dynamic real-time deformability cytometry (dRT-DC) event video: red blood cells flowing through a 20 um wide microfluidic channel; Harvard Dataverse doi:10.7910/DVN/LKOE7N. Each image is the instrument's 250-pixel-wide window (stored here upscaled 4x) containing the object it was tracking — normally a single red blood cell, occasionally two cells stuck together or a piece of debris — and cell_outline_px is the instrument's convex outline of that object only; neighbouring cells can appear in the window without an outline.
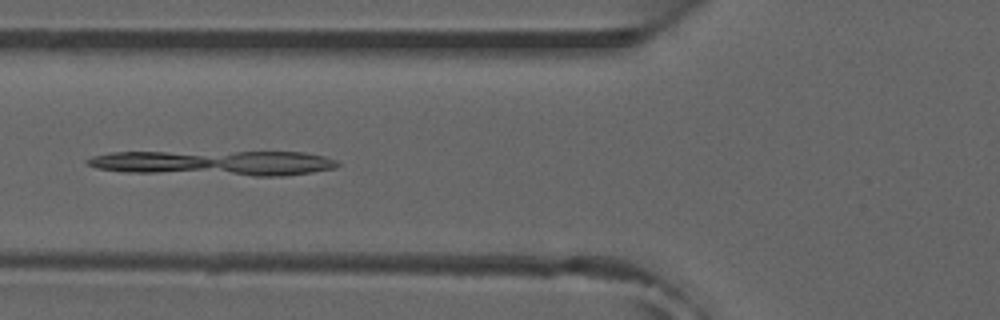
{"species": "common noctule bat (a hibernating species)", "species_latin": "Nyctalus noctula", "temperature_condition": "room temperature", "stored_images_in_passage": 35, "camera_frame_rate_fps": 3000, "um_per_image_px": 0.085, "animal": {"sex": "male", "forearm_length_mm": 52.5}, "frame": {"image": 1, "passage_image": 6, "time_ms": 1.667, "image_size_px": [1000, 320], "cell_outline_px": [[340, 164], [336, 168], [312, 172], [284, 176], [252, 176], [128, 172], [96, 168], [88, 164], [84, 160], [92, 156], [108, 152], [304, 152], [324, 156], [336, 160]], "centroid_in_image_um": [18.22, 13.85], "position_along_channel_um": 107.6, "area_um2": 36.82}}